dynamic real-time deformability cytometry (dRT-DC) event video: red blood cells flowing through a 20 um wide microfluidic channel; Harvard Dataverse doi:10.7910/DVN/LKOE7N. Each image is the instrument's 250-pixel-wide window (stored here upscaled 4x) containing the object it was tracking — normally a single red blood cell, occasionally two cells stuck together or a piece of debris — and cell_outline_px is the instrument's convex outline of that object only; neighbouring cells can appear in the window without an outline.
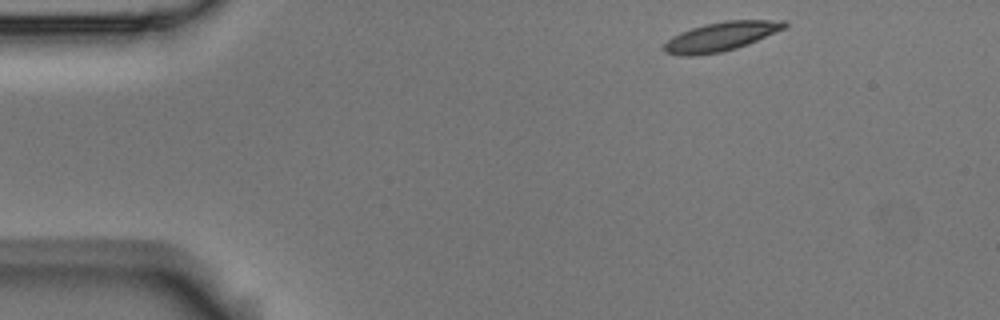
{"species": "Egyptian fruit bat (a non-hibernating species)", "species_latin": "Rousettus aegyptiacus", "temperature_condition": "room temperature", "stored_images_in_passage": 3, "camera_frame_rate_fps": 3000, "um_per_image_px": 0.085, "animal": {"sex": "male"}, "frame": {"image": 1, "passage_image": 1, "time_ms": 0.0, "image_size_px": [1000, 320], "cell_outline_px": [[788, 24], [784, 28], [748, 44], [736, 48], [720, 52], [692, 56], [688, 56], [664, 52], [664, 44], [672, 36], [680, 32], [704, 24], [724, 20], [788, 20]], "centroid_in_image_um": [61.28, 3.09], "position_along_channel_um": 23.7, "area_um2": 20.23}}